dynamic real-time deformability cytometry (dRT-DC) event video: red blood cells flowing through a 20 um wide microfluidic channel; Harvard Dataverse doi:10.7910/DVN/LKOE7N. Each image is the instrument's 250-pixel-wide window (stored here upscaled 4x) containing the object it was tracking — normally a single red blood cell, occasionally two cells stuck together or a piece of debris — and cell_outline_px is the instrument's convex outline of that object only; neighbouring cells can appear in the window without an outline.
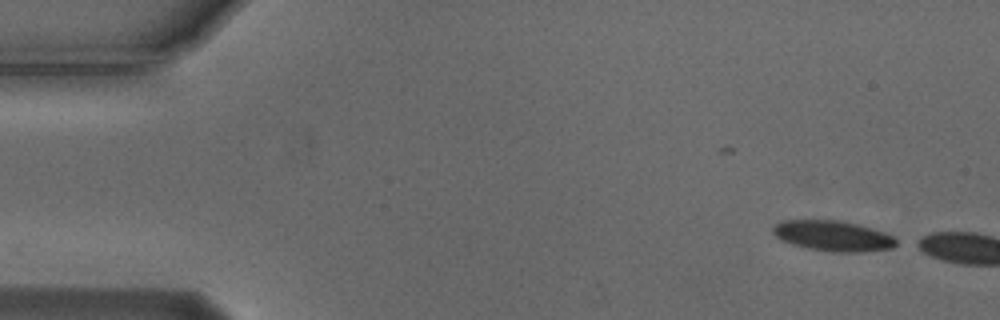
{"species": "Egyptian fruit bat (a non-hibernating species)", "species_latin": "Rousettus aegyptiacus", "temperature_condition": "cold", "stored_images_in_passage": 2, "camera_frame_rate_fps": 3000, "um_per_image_px": 0.085, "animal": {"sex": "male"}, "frame": {"image": 1, "passage_image": 2, "time_ms": 0.333, "image_size_px": [1000, 320], "cell_outline_px": [[900, 244], [892, 248], [860, 252], [832, 252], [808, 248], [792, 244], [780, 240], [772, 232], [772, 228], [776, 224], [784, 220], [840, 220], [872, 228], [884, 232], [892, 236]], "centroid_in_image_um": [70.81, 20.05], "position_along_channel_um": 14.2, "area_um2": 21.91}}